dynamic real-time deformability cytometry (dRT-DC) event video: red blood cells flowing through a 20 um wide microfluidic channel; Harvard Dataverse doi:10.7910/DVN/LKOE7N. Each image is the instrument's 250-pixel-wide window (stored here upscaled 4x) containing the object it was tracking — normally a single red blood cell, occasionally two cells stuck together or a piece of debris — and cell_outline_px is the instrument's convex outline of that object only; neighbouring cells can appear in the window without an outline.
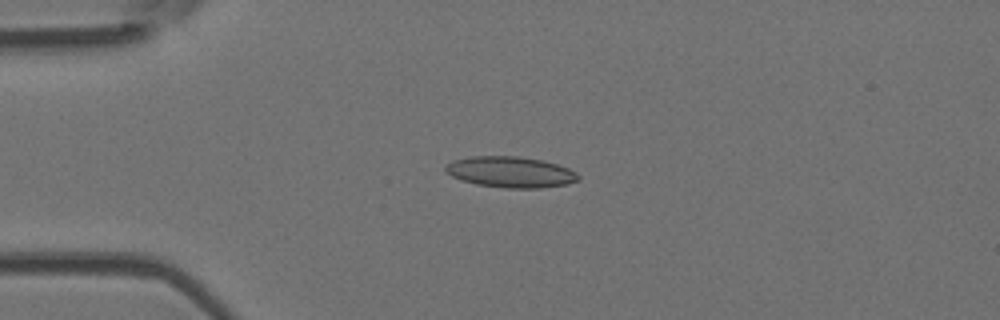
{"species": "Egyptian fruit bat (a non-hibernating species)", "species_latin": "Rousettus aegyptiacus", "temperature_condition": "room temperature", "stored_images_in_passage": 48, "camera_frame_rate_fps": 3000, "um_per_image_px": 0.085, "animal": {"sex": "female"}, "frame": {"image": 1, "passage_image": 10, "time_ms": 3.0, "image_size_px": [1000, 320], "cell_outline_px": [[580, 180], [568, 184], [540, 188], [504, 188], [476, 184], [460, 180], [444, 172], [444, 168], [452, 160], [472, 156], [520, 156], [540, 160], [556, 164], [568, 168], [576, 172], [580, 176]], "centroid_in_image_um": [43.38, 14.63], "position_along_channel_um": 41.6, "area_um2": 24.1}}
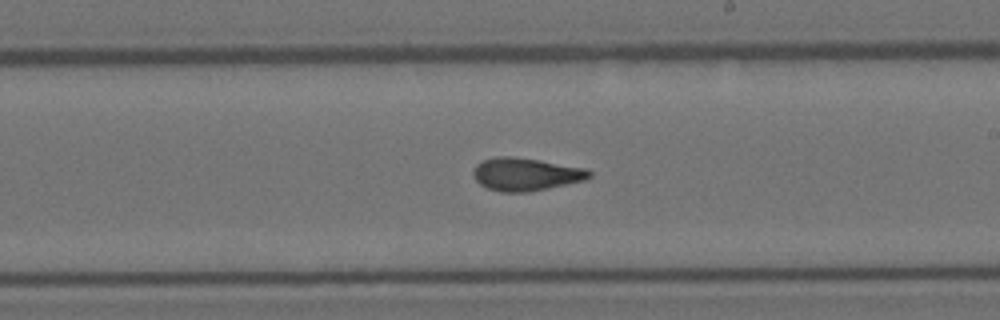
{"frame": {"image": 2, "passage_image": 27, "time_ms": 8.667, "image_size_px": [1000, 320], "cell_outline_px": [[592, 176], [584, 180], [548, 188], [528, 192], [500, 192], [488, 188], [480, 184], [476, 180], [472, 172], [476, 164], [484, 160], [496, 156], [512, 156], [540, 160], [588, 168], [592, 172]], "centroid_in_image_um": [44.7, 14.8], "position_along_channel_um": 244.3, "area_um2": 22.31}}
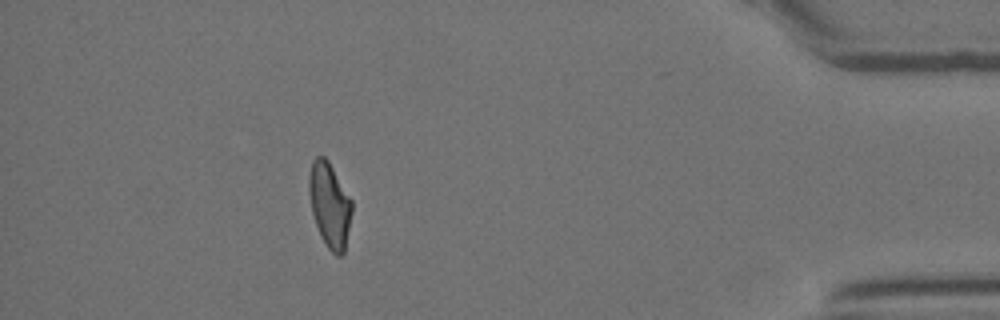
{"frame": {"image": 3, "passage_image": 43, "time_ms": 14.0, "image_size_px": [1000, 320], "cell_outline_px": [[352, 212], [344, 252], [340, 256], [336, 256], [328, 248], [320, 236], [312, 212], [308, 192], [308, 176], [312, 160], [316, 156], [324, 156], [328, 160], [352, 200]], "centroid_in_image_um": [28.01, 17.4], "position_along_channel_um": 407.2, "area_um2": 21.27}, "authors_computed_cell_mechanics": {"area_um2": 21.7906, "velocity_mm_per_s": 4.0115, "shape_relaxation_time_tau1_ms": 9.3136, "shape_relaxation_time_tau2_ms": 2.1512, "deformation_change_tau1": 0.2303, "deformation_change_tau2": 0.0892}}